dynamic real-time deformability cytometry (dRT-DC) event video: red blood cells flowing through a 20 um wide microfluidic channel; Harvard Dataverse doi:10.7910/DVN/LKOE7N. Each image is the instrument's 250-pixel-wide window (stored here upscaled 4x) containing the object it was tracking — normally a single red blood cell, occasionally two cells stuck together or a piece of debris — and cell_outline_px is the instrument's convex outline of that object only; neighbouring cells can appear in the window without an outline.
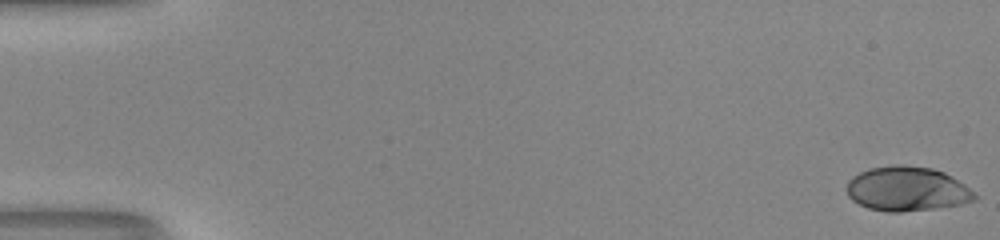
{"species": "human", "species_latin": "Homo sapiens", "temperature_condition": "room temperature", "stored_images_in_passage": 52, "camera_frame_rate_fps": 3000, "um_per_image_px": 0.085, "donor": {"sex": "male"}, "frame": {"image": 1, "passage_image": 1, "time_ms": 0.0, "image_size_px": [1000, 240], "cell_outline_px": [[976, 200], [960, 204], [932, 208], [900, 212], [888, 212], [868, 208], [852, 200], [848, 196], [848, 180], [852, 176], [868, 168], [896, 164], [904, 164], [932, 168], [944, 172], [952, 176], [964, 184], [976, 196]], "centroid_in_image_um": [77.07, 16.04], "position_along_channel_um": 7.9, "area_um2": 33.06}}
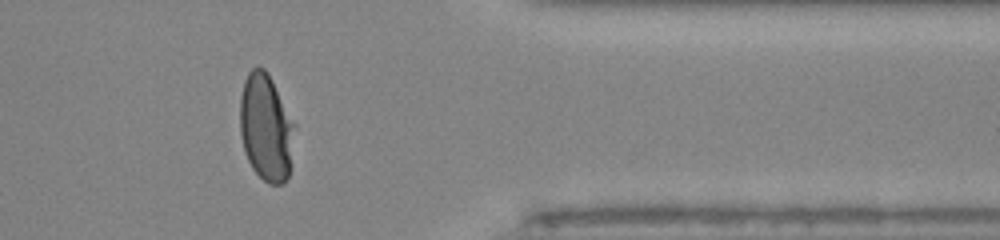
{"frame": {"image": 2, "passage_image": 43, "time_ms": 14.0, "image_size_px": [1000, 240], "cell_outline_px": [[296, 124], [288, 176], [280, 184], [268, 184], [252, 168], [244, 152], [240, 132], [240, 96], [244, 80], [248, 72], [256, 64], [264, 68], [268, 72]], "centroid_in_image_um": [22.6, 10.79], "position_along_channel_um": 388.8, "area_um2": 34.39}}
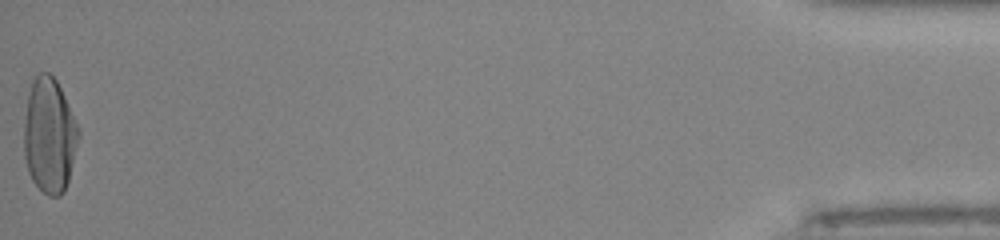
{"frame": {"image": 3, "passage_image": 52, "time_ms": 17.0, "image_size_px": [1000, 240], "cell_outline_px": [[80, 136], [68, 180], [64, 192], [60, 196], [48, 196], [32, 180], [28, 172], [24, 156], [24, 116], [28, 92], [32, 80], [40, 72], [48, 72], [56, 80], [80, 128]], "centroid_in_image_um": [4.19, 11.51], "position_along_channel_um": 431.0, "area_um2": 36.76}, "authors_computed_cell_mechanics": {"area_um2": 33.5529, "velocity_mm_per_s": 4.1295, "shape_relaxation_time_tau1_ms": 4.2002, "shape_relaxation_time_tau2_ms": null, "deformation_change_tau1": 0.22, "deformation_change_tau2": null}}